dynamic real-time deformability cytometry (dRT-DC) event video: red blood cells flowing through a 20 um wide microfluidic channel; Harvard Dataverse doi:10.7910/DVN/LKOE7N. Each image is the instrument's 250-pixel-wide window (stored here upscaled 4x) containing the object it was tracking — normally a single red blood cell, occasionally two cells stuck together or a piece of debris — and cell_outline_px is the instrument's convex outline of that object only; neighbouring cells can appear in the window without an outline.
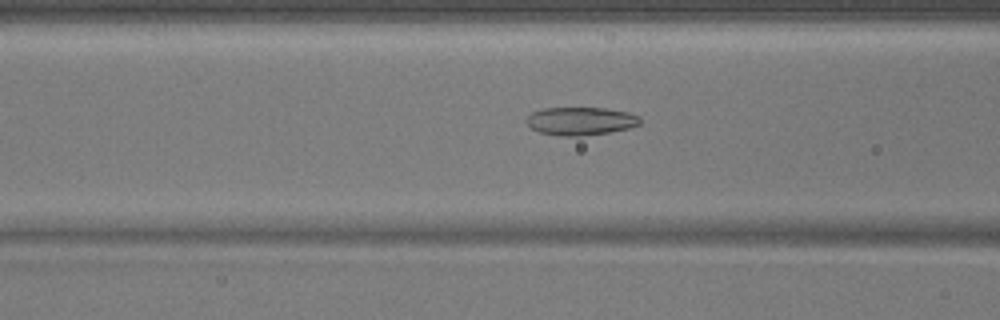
{"species": "common noctule bat (a hibernating species)", "species_latin": "Nyctalus noctula", "temperature_condition": "warm", "stored_images_in_passage": 44, "camera_frame_rate_fps": 3000, "um_per_image_px": 0.085, "animal": {"sex": "male", "body_mass_g": 17.9}, "frame": {"image": 1, "passage_image": 14, "time_ms": 4.333, "image_size_px": [1000, 320], "cell_outline_px": [[640, 124], [628, 128], [608, 132], [580, 136], [560, 136], [540, 132], [532, 128], [528, 124], [528, 116], [532, 112], [544, 108], [604, 108], [628, 112], [640, 116]], "centroid_in_image_um": [49.37, 10.29], "position_along_channel_um": 117.2, "area_um2": 18.38}}
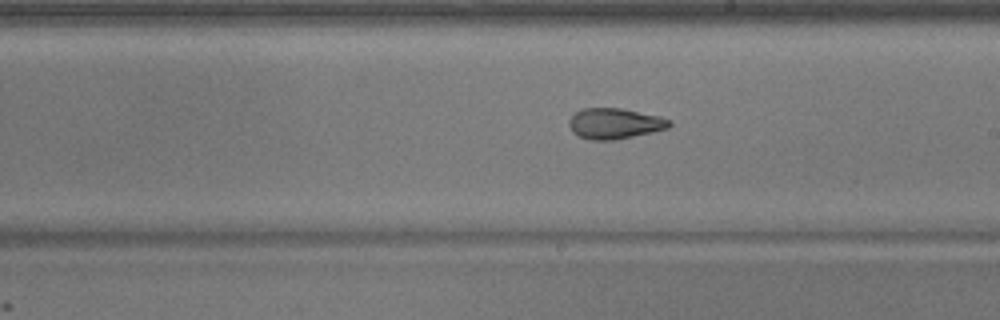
{"frame": {"image": 2, "passage_image": 23, "time_ms": 7.333, "image_size_px": [1000, 320], "cell_outline_px": [[672, 124], [668, 128], [652, 132], [612, 140], [588, 140], [572, 132], [568, 124], [568, 120], [580, 108], [620, 108], [660, 116], [672, 120]], "centroid_in_image_um": [52.24, 10.49], "position_along_channel_um": 236.8, "area_um2": 17.98}}
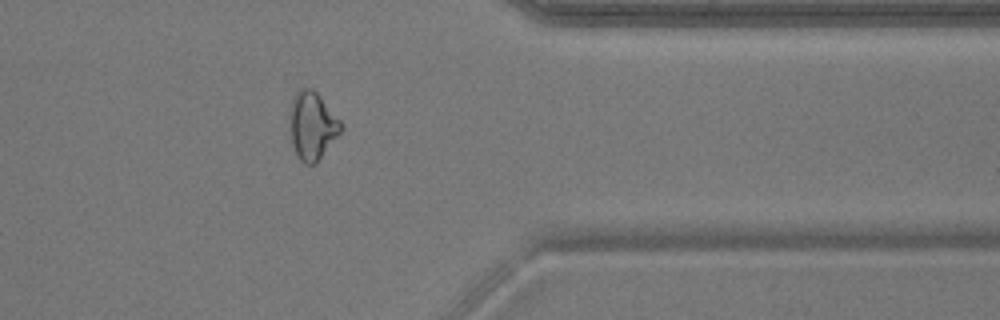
{"frame": {"image": 3, "passage_image": 35, "time_ms": 11.333, "image_size_px": [1000, 320], "cell_outline_px": [[344, 128], [316, 164], [304, 164], [296, 156], [292, 144], [292, 96], [300, 88], [312, 88], [320, 96], [344, 124]], "centroid_in_image_um": [26.59, 10.7], "position_along_channel_um": 384.8, "area_um2": 20.0}}